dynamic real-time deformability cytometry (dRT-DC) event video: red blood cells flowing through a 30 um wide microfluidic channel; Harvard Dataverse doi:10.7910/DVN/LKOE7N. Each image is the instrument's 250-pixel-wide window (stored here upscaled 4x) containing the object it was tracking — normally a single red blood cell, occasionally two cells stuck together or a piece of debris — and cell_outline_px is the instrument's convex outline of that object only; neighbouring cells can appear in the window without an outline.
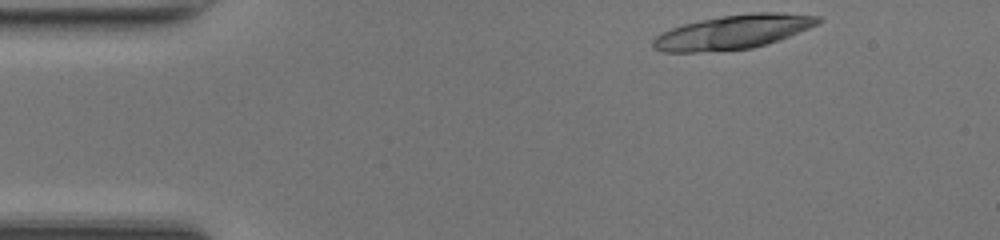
{"species": "common noctule bat (a hibernating species)", "species_latin": "Nyctalus noctula", "temperature_condition": "room temperature", "stored_images_in_passage": 11, "camera_frame_rate_fps": 3000, "um_per_image_px": 0.085, "animal": {"sex": "female", "body_mass_g": 17.0, "forearm_length_mm": 48.0}, "frame": {"image": 1, "passage_image": 1, "time_ms": 0.0, "image_size_px": [1000, 240], "cell_outline_px": [[824, 20], [820, 24], [768, 44], [752, 48], [696, 52], [664, 52], [652, 48], [652, 40], [656, 36], [672, 28], [684, 24], [700, 20], [720, 16], [752, 12], [776, 12], [820, 16]], "centroid_in_image_um": [62.35, 2.71], "position_along_channel_um": 22.7, "area_um2": 32.83}}